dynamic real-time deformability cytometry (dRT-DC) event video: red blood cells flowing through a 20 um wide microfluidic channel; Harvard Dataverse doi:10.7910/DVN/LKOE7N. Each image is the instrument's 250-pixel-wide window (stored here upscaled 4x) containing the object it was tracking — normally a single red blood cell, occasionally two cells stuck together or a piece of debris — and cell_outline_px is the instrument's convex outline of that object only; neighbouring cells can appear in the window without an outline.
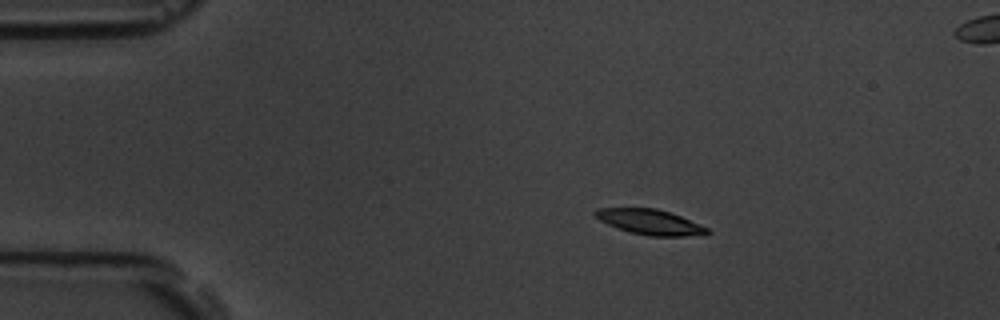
{"species": "common noctule bat (a hibernating species)", "species_latin": "Nyctalus noctula", "temperature_condition": "room temperature", "stored_images_in_passage": 5, "camera_frame_rate_fps": 3000, "um_per_image_px": 0.085, "animal": {"sex": "male", "body_mass_g": 19.5, "forearm_length_mm": 54.6}, "frame": {"image": 1, "passage_image": 3, "time_ms": 3.0, "image_size_px": [1000, 320], "cell_outline_px": [[712, 232], [708, 236], [648, 236], [628, 232], [608, 224], [600, 220], [592, 212], [596, 208], [656, 208], [680, 216], [708, 228]], "centroid_in_image_um": [55.29, 18.89], "position_along_channel_um": 29.7, "area_um2": 16.59}}